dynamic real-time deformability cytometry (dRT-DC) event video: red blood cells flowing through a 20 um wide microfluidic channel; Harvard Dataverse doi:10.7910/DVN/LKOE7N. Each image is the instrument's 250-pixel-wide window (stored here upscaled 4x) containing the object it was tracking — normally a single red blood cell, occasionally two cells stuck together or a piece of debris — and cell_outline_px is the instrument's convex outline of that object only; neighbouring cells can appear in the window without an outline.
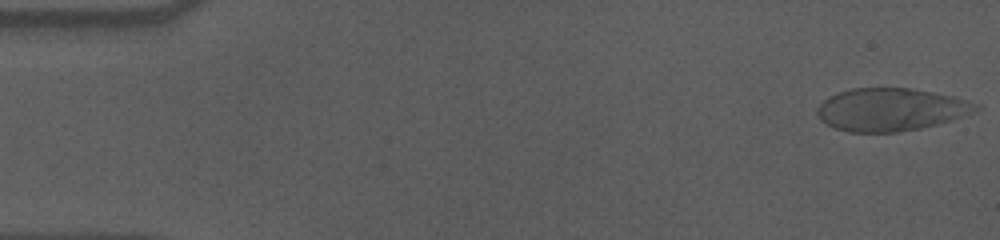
{"species": "human", "species_latin": "Homo sapiens", "temperature_condition": "cold", "stored_images_in_passage": 56, "camera_frame_rate_fps": 3000, "um_per_image_px": 0.085, "donor": {"sex": "male"}, "frame": {"image": 1, "passage_image": 1, "time_ms": 0.0, "image_size_px": [1000, 240], "cell_outline_px": [[980, 108], [976, 112], [952, 120], [920, 128], [896, 132], [848, 132], [836, 128], [820, 120], [816, 112], [816, 108], [824, 100], [840, 92], [852, 88], [908, 88], [952, 96], [968, 100], [980, 104]], "centroid_in_image_um": [75.74, 9.31], "position_along_channel_um": 9.3, "area_um2": 39.3}}
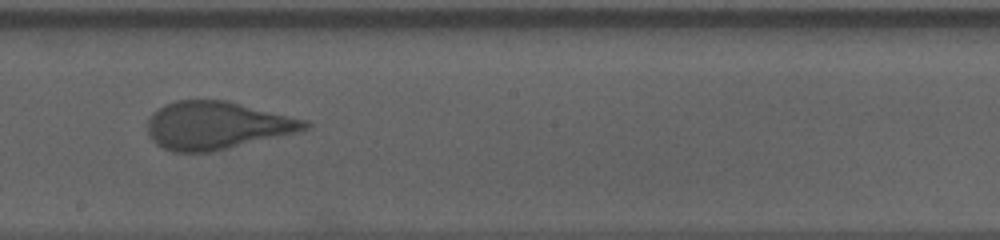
{"frame": {"image": 2, "passage_image": 31, "time_ms": 10.0, "image_size_px": [1000, 240], "cell_outline_px": [[312, 124], [308, 128], [296, 132], [212, 152], [172, 152], [156, 144], [152, 140], [148, 132], [148, 120], [152, 112], [164, 104], [176, 100], [224, 100], [308, 120]], "centroid_in_image_um": [18.39, 10.66], "position_along_channel_um": 229.8, "area_um2": 43.64}}
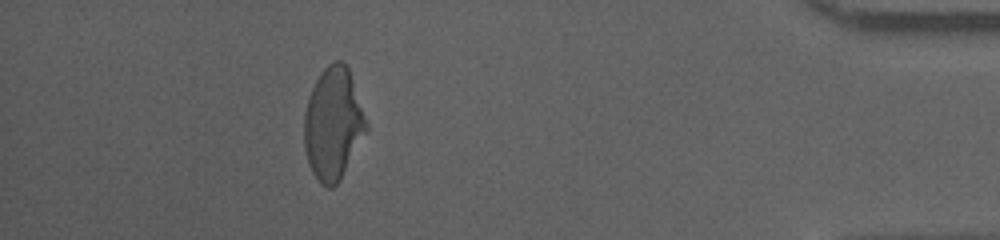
{"frame": {"image": 3, "passage_image": 50, "time_ms": 16.333, "image_size_px": [1000, 240], "cell_outline_px": [[368, 132], [340, 180], [332, 188], [328, 188], [320, 184], [312, 172], [308, 164], [304, 148], [304, 116], [308, 96], [320, 72], [328, 64], [336, 60], [344, 60], [348, 64], [368, 124]], "centroid_in_image_um": [28.33, 10.51], "position_along_channel_um": 406.9, "area_um2": 41.33}}